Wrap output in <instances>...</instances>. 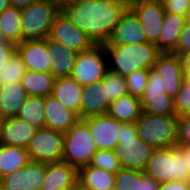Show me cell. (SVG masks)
<instances>
[{
	"instance_id": "obj_1",
	"label": "cell",
	"mask_w": 190,
	"mask_h": 190,
	"mask_svg": "<svg viewBox=\"0 0 190 190\" xmlns=\"http://www.w3.org/2000/svg\"><path fill=\"white\" fill-rule=\"evenodd\" d=\"M127 7L122 0H81L62 11L95 44L108 41Z\"/></svg>"
},
{
	"instance_id": "obj_2",
	"label": "cell",
	"mask_w": 190,
	"mask_h": 190,
	"mask_svg": "<svg viewBox=\"0 0 190 190\" xmlns=\"http://www.w3.org/2000/svg\"><path fill=\"white\" fill-rule=\"evenodd\" d=\"M106 51L108 70L122 77L141 69L153 68L160 52L154 43L118 45L103 43Z\"/></svg>"
},
{
	"instance_id": "obj_3",
	"label": "cell",
	"mask_w": 190,
	"mask_h": 190,
	"mask_svg": "<svg viewBox=\"0 0 190 190\" xmlns=\"http://www.w3.org/2000/svg\"><path fill=\"white\" fill-rule=\"evenodd\" d=\"M144 172L159 184L169 181L190 182L186 159L177 146L154 149Z\"/></svg>"
},
{
	"instance_id": "obj_4",
	"label": "cell",
	"mask_w": 190,
	"mask_h": 190,
	"mask_svg": "<svg viewBox=\"0 0 190 190\" xmlns=\"http://www.w3.org/2000/svg\"><path fill=\"white\" fill-rule=\"evenodd\" d=\"M178 117L176 115H151L142 112L136 120L138 137L157 148L176 146Z\"/></svg>"
},
{
	"instance_id": "obj_5",
	"label": "cell",
	"mask_w": 190,
	"mask_h": 190,
	"mask_svg": "<svg viewBox=\"0 0 190 190\" xmlns=\"http://www.w3.org/2000/svg\"><path fill=\"white\" fill-rule=\"evenodd\" d=\"M154 148L137 135L136 122L121 124L115 149L122 168L145 170Z\"/></svg>"
},
{
	"instance_id": "obj_6",
	"label": "cell",
	"mask_w": 190,
	"mask_h": 190,
	"mask_svg": "<svg viewBox=\"0 0 190 190\" xmlns=\"http://www.w3.org/2000/svg\"><path fill=\"white\" fill-rule=\"evenodd\" d=\"M97 150L88 124L80 119L64 134L62 161L79 170L90 164Z\"/></svg>"
},
{
	"instance_id": "obj_7",
	"label": "cell",
	"mask_w": 190,
	"mask_h": 190,
	"mask_svg": "<svg viewBox=\"0 0 190 190\" xmlns=\"http://www.w3.org/2000/svg\"><path fill=\"white\" fill-rule=\"evenodd\" d=\"M58 13L50 0H41L21 10L22 41L48 38L50 27Z\"/></svg>"
},
{
	"instance_id": "obj_8",
	"label": "cell",
	"mask_w": 190,
	"mask_h": 190,
	"mask_svg": "<svg viewBox=\"0 0 190 190\" xmlns=\"http://www.w3.org/2000/svg\"><path fill=\"white\" fill-rule=\"evenodd\" d=\"M108 71V61L103 44H95L91 49L78 53L71 77L80 85L101 81Z\"/></svg>"
},
{
	"instance_id": "obj_9",
	"label": "cell",
	"mask_w": 190,
	"mask_h": 190,
	"mask_svg": "<svg viewBox=\"0 0 190 190\" xmlns=\"http://www.w3.org/2000/svg\"><path fill=\"white\" fill-rule=\"evenodd\" d=\"M63 145L64 133L40 128L26 149L30 161L52 163L62 161Z\"/></svg>"
},
{
	"instance_id": "obj_10",
	"label": "cell",
	"mask_w": 190,
	"mask_h": 190,
	"mask_svg": "<svg viewBox=\"0 0 190 190\" xmlns=\"http://www.w3.org/2000/svg\"><path fill=\"white\" fill-rule=\"evenodd\" d=\"M48 39L78 53L89 50L95 45L92 39L77 28L63 12H59L54 18Z\"/></svg>"
},
{
	"instance_id": "obj_11",
	"label": "cell",
	"mask_w": 190,
	"mask_h": 190,
	"mask_svg": "<svg viewBox=\"0 0 190 190\" xmlns=\"http://www.w3.org/2000/svg\"><path fill=\"white\" fill-rule=\"evenodd\" d=\"M45 179V163L29 161L20 170H16L0 180L3 190H41Z\"/></svg>"
},
{
	"instance_id": "obj_12",
	"label": "cell",
	"mask_w": 190,
	"mask_h": 190,
	"mask_svg": "<svg viewBox=\"0 0 190 190\" xmlns=\"http://www.w3.org/2000/svg\"><path fill=\"white\" fill-rule=\"evenodd\" d=\"M89 127L91 136L98 150H115L122 122L112 118L108 113L83 119Z\"/></svg>"
},
{
	"instance_id": "obj_13",
	"label": "cell",
	"mask_w": 190,
	"mask_h": 190,
	"mask_svg": "<svg viewBox=\"0 0 190 190\" xmlns=\"http://www.w3.org/2000/svg\"><path fill=\"white\" fill-rule=\"evenodd\" d=\"M153 68L162 77L165 93L174 99L186 78L180 56L173 53H160Z\"/></svg>"
},
{
	"instance_id": "obj_14",
	"label": "cell",
	"mask_w": 190,
	"mask_h": 190,
	"mask_svg": "<svg viewBox=\"0 0 190 190\" xmlns=\"http://www.w3.org/2000/svg\"><path fill=\"white\" fill-rule=\"evenodd\" d=\"M140 21L147 42L154 43L158 49V38L163 24L165 10L160 0L144 2L130 8Z\"/></svg>"
},
{
	"instance_id": "obj_15",
	"label": "cell",
	"mask_w": 190,
	"mask_h": 190,
	"mask_svg": "<svg viewBox=\"0 0 190 190\" xmlns=\"http://www.w3.org/2000/svg\"><path fill=\"white\" fill-rule=\"evenodd\" d=\"M16 51L21 56L26 70L36 72H50L47 38L23 40L16 45Z\"/></svg>"
},
{
	"instance_id": "obj_16",
	"label": "cell",
	"mask_w": 190,
	"mask_h": 190,
	"mask_svg": "<svg viewBox=\"0 0 190 190\" xmlns=\"http://www.w3.org/2000/svg\"><path fill=\"white\" fill-rule=\"evenodd\" d=\"M144 29L135 13L127 8L108 39V44L129 45L146 43Z\"/></svg>"
},
{
	"instance_id": "obj_17",
	"label": "cell",
	"mask_w": 190,
	"mask_h": 190,
	"mask_svg": "<svg viewBox=\"0 0 190 190\" xmlns=\"http://www.w3.org/2000/svg\"><path fill=\"white\" fill-rule=\"evenodd\" d=\"M106 85L102 81L83 86L80 102V119L107 114L110 107Z\"/></svg>"
},
{
	"instance_id": "obj_18",
	"label": "cell",
	"mask_w": 190,
	"mask_h": 190,
	"mask_svg": "<svg viewBox=\"0 0 190 190\" xmlns=\"http://www.w3.org/2000/svg\"><path fill=\"white\" fill-rule=\"evenodd\" d=\"M79 120L76 112L66 108L54 96L45 97V128L65 134Z\"/></svg>"
},
{
	"instance_id": "obj_19",
	"label": "cell",
	"mask_w": 190,
	"mask_h": 190,
	"mask_svg": "<svg viewBox=\"0 0 190 190\" xmlns=\"http://www.w3.org/2000/svg\"><path fill=\"white\" fill-rule=\"evenodd\" d=\"M38 128L17 117L2 119L0 144L27 148Z\"/></svg>"
},
{
	"instance_id": "obj_20",
	"label": "cell",
	"mask_w": 190,
	"mask_h": 190,
	"mask_svg": "<svg viewBox=\"0 0 190 190\" xmlns=\"http://www.w3.org/2000/svg\"><path fill=\"white\" fill-rule=\"evenodd\" d=\"M78 181V170L68 163H45V179L41 190H64Z\"/></svg>"
},
{
	"instance_id": "obj_21",
	"label": "cell",
	"mask_w": 190,
	"mask_h": 190,
	"mask_svg": "<svg viewBox=\"0 0 190 190\" xmlns=\"http://www.w3.org/2000/svg\"><path fill=\"white\" fill-rule=\"evenodd\" d=\"M50 73L55 77L70 76L76 62L78 52L47 38Z\"/></svg>"
},
{
	"instance_id": "obj_22",
	"label": "cell",
	"mask_w": 190,
	"mask_h": 190,
	"mask_svg": "<svg viewBox=\"0 0 190 190\" xmlns=\"http://www.w3.org/2000/svg\"><path fill=\"white\" fill-rule=\"evenodd\" d=\"M187 19L188 16L165 12L158 38V51L160 53H173L175 51L179 35Z\"/></svg>"
},
{
	"instance_id": "obj_23",
	"label": "cell",
	"mask_w": 190,
	"mask_h": 190,
	"mask_svg": "<svg viewBox=\"0 0 190 190\" xmlns=\"http://www.w3.org/2000/svg\"><path fill=\"white\" fill-rule=\"evenodd\" d=\"M83 86L71 76L55 79L52 96L66 108L76 112L80 118V102Z\"/></svg>"
},
{
	"instance_id": "obj_24",
	"label": "cell",
	"mask_w": 190,
	"mask_h": 190,
	"mask_svg": "<svg viewBox=\"0 0 190 190\" xmlns=\"http://www.w3.org/2000/svg\"><path fill=\"white\" fill-rule=\"evenodd\" d=\"M28 95L21 82L0 86V115L2 119L16 117Z\"/></svg>"
},
{
	"instance_id": "obj_25",
	"label": "cell",
	"mask_w": 190,
	"mask_h": 190,
	"mask_svg": "<svg viewBox=\"0 0 190 190\" xmlns=\"http://www.w3.org/2000/svg\"><path fill=\"white\" fill-rule=\"evenodd\" d=\"M108 114L122 122H136L142 114V107L139 98L126 94L110 103Z\"/></svg>"
},
{
	"instance_id": "obj_26",
	"label": "cell",
	"mask_w": 190,
	"mask_h": 190,
	"mask_svg": "<svg viewBox=\"0 0 190 190\" xmlns=\"http://www.w3.org/2000/svg\"><path fill=\"white\" fill-rule=\"evenodd\" d=\"M115 175L88 165L78 170V181L89 190H114Z\"/></svg>"
},
{
	"instance_id": "obj_27",
	"label": "cell",
	"mask_w": 190,
	"mask_h": 190,
	"mask_svg": "<svg viewBox=\"0 0 190 190\" xmlns=\"http://www.w3.org/2000/svg\"><path fill=\"white\" fill-rule=\"evenodd\" d=\"M55 79L50 72L26 70L21 83L28 96L47 97L52 95Z\"/></svg>"
},
{
	"instance_id": "obj_28",
	"label": "cell",
	"mask_w": 190,
	"mask_h": 190,
	"mask_svg": "<svg viewBox=\"0 0 190 190\" xmlns=\"http://www.w3.org/2000/svg\"><path fill=\"white\" fill-rule=\"evenodd\" d=\"M29 161L26 148L0 144V180L16 170L23 169Z\"/></svg>"
},
{
	"instance_id": "obj_29",
	"label": "cell",
	"mask_w": 190,
	"mask_h": 190,
	"mask_svg": "<svg viewBox=\"0 0 190 190\" xmlns=\"http://www.w3.org/2000/svg\"><path fill=\"white\" fill-rule=\"evenodd\" d=\"M0 31L5 41L19 44L22 41L21 10L8 7L0 14Z\"/></svg>"
},
{
	"instance_id": "obj_30",
	"label": "cell",
	"mask_w": 190,
	"mask_h": 190,
	"mask_svg": "<svg viewBox=\"0 0 190 190\" xmlns=\"http://www.w3.org/2000/svg\"><path fill=\"white\" fill-rule=\"evenodd\" d=\"M16 117L38 129L45 128V97L28 96Z\"/></svg>"
},
{
	"instance_id": "obj_31",
	"label": "cell",
	"mask_w": 190,
	"mask_h": 190,
	"mask_svg": "<svg viewBox=\"0 0 190 190\" xmlns=\"http://www.w3.org/2000/svg\"><path fill=\"white\" fill-rule=\"evenodd\" d=\"M140 102L142 112L151 115H176L174 99L166 93L156 96H142Z\"/></svg>"
},
{
	"instance_id": "obj_32",
	"label": "cell",
	"mask_w": 190,
	"mask_h": 190,
	"mask_svg": "<svg viewBox=\"0 0 190 190\" xmlns=\"http://www.w3.org/2000/svg\"><path fill=\"white\" fill-rule=\"evenodd\" d=\"M26 72V67L17 51L8 60L7 64L0 69V86L21 82Z\"/></svg>"
},
{
	"instance_id": "obj_33",
	"label": "cell",
	"mask_w": 190,
	"mask_h": 190,
	"mask_svg": "<svg viewBox=\"0 0 190 190\" xmlns=\"http://www.w3.org/2000/svg\"><path fill=\"white\" fill-rule=\"evenodd\" d=\"M114 190H141V170L121 168L115 175Z\"/></svg>"
},
{
	"instance_id": "obj_34",
	"label": "cell",
	"mask_w": 190,
	"mask_h": 190,
	"mask_svg": "<svg viewBox=\"0 0 190 190\" xmlns=\"http://www.w3.org/2000/svg\"><path fill=\"white\" fill-rule=\"evenodd\" d=\"M106 85L107 97L110 102L128 94L125 78L118 73L108 70L101 80Z\"/></svg>"
},
{
	"instance_id": "obj_35",
	"label": "cell",
	"mask_w": 190,
	"mask_h": 190,
	"mask_svg": "<svg viewBox=\"0 0 190 190\" xmlns=\"http://www.w3.org/2000/svg\"><path fill=\"white\" fill-rule=\"evenodd\" d=\"M110 173H117L122 167L115 150H97L89 164Z\"/></svg>"
},
{
	"instance_id": "obj_36",
	"label": "cell",
	"mask_w": 190,
	"mask_h": 190,
	"mask_svg": "<svg viewBox=\"0 0 190 190\" xmlns=\"http://www.w3.org/2000/svg\"><path fill=\"white\" fill-rule=\"evenodd\" d=\"M125 82L128 94L140 99L148 82V69L134 71L125 77Z\"/></svg>"
},
{
	"instance_id": "obj_37",
	"label": "cell",
	"mask_w": 190,
	"mask_h": 190,
	"mask_svg": "<svg viewBox=\"0 0 190 190\" xmlns=\"http://www.w3.org/2000/svg\"><path fill=\"white\" fill-rule=\"evenodd\" d=\"M178 95L174 98V108L177 117L190 115V75H185Z\"/></svg>"
},
{
	"instance_id": "obj_38",
	"label": "cell",
	"mask_w": 190,
	"mask_h": 190,
	"mask_svg": "<svg viewBox=\"0 0 190 190\" xmlns=\"http://www.w3.org/2000/svg\"><path fill=\"white\" fill-rule=\"evenodd\" d=\"M165 93V85L160 74L154 68L148 69V82L142 96H156Z\"/></svg>"
},
{
	"instance_id": "obj_39",
	"label": "cell",
	"mask_w": 190,
	"mask_h": 190,
	"mask_svg": "<svg viewBox=\"0 0 190 190\" xmlns=\"http://www.w3.org/2000/svg\"><path fill=\"white\" fill-rule=\"evenodd\" d=\"M190 144V115L178 117L176 146Z\"/></svg>"
},
{
	"instance_id": "obj_40",
	"label": "cell",
	"mask_w": 190,
	"mask_h": 190,
	"mask_svg": "<svg viewBox=\"0 0 190 190\" xmlns=\"http://www.w3.org/2000/svg\"><path fill=\"white\" fill-rule=\"evenodd\" d=\"M167 13L189 16L190 0H160Z\"/></svg>"
},
{
	"instance_id": "obj_41",
	"label": "cell",
	"mask_w": 190,
	"mask_h": 190,
	"mask_svg": "<svg viewBox=\"0 0 190 190\" xmlns=\"http://www.w3.org/2000/svg\"><path fill=\"white\" fill-rule=\"evenodd\" d=\"M190 49V19H187L179 35V40L173 54L181 55L184 51Z\"/></svg>"
},
{
	"instance_id": "obj_42",
	"label": "cell",
	"mask_w": 190,
	"mask_h": 190,
	"mask_svg": "<svg viewBox=\"0 0 190 190\" xmlns=\"http://www.w3.org/2000/svg\"><path fill=\"white\" fill-rule=\"evenodd\" d=\"M159 190H190V182L187 181H169L161 183Z\"/></svg>"
},
{
	"instance_id": "obj_43",
	"label": "cell",
	"mask_w": 190,
	"mask_h": 190,
	"mask_svg": "<svg viewBox=\"0 0 190 190\" xmlns=\"http://www.w3.org/2000/svg\"><path fill=\"white\" fill-rule=\"evenodd\" d=\"M160 184L141 170V190H159Z\"/></svg>"
},
{
	"instance_id": "obj_44",
	"label": "cell",
	"mask_w": 190,
	"mask_h": 190,
	"mask_svg": "<svg viewBox=\"0 0 190 190\" xmlns=\"http://www.w3.org/2000/svg\"><path fill=\"white\" fill-rule=\"evenodd\" d=\"M59 12L64 11L66 8L78 4L81 0H50Z\"/></svg>"
},
{
	"instance_id": "obj_45",
	"label": "cell",
	"mask_w": 190,
	"mask_h": 190,
	"mask_svg": "<svg viewBox=\"0 0 190 190\" xmlns=\"http://www.w3.org/2000/svg\"><path fill=\"white\" fill-rule=\"evenodd\" d=\"M12 7H15L19 10H23L28 6L37 3L41 0H9Z\"/></svg>"
},
{
	"instance_id": "obj_46",
	"label": "cell",
	"mask_w": 190,
	"mask_h": 190,
	"mask_svg": "<svg viewBox=\"0 0 190 190\" xmlns=\"http://www.w3.org/2000/svg\"><path fill=\"white\" fill-rule=\"evenodd\" d=\"M182 68L185 75H190V49L184 51L181 55Z\"/></svg>"
},
{
	"instance_id": "obj_47",
	"label": "cell",
	"mask_w": 190,
	"mask_h": 190,
	"mask_svg": "<svg viewBox=\"0 0 190 190\" xmlns=\"http://www.w3.org/2000/svg\"><path fill=\"white\" fill-rule=\"evenodd\" d=\"M16 44L5 41L2 36H0V52H15Z\"/></svg>"
},
{
	"instance_id": "obj_48",
	"label": "cell",
	"mask_w": 190,
	"mask_h": 190,
	"mask_svg": "<svg viewBox=\"0 0 190 190\" xmlns=\"http://www.w3.org/2000/svg\"><path fill=\"white\" fill-rule=\"evenodd\" d=\"M182 152L186 159L187 168L190 171V144L184 146H177Z\"/></svg>"
},
{
	"instance_id": "obj_49",
	"label": "cell",
	"mask_w": 190,
	"mask_h": 190,
	"mask_svg": "<svg viewBox=\"0 0 190 190\" xmlns=\"http://www.w3.org/2000/svg\"><path fill=\"white\" fill-rule=\"evenodd\" d=\"M14 52H0V69L7 64Z\"/></svg>"
},
{
	"instance_id": "obj_50",
	"label": "cell",
	"mask_w": 190,
	"mask_h": 190,
	"mask_svg": "<svg viewBox=\"0 0 190 190\" xmlns=\"http://www.w3.org/2000/svg\"><path fill=\"white\" fill-rule=\"evenodd\" d=\"M122 1L126 5L127 8H131L136 4L155 1V0H122Z\"/></svg>"
},
{
	"instance_id": "obj_51",
	"label": "cell",
	"mask_w": 190,
	"mask_h": 190,
	"mask_svg": "<svg viewBox=\"0 0 190 190\" xmlns=\"http://www.w3.org/2000/svg\"><path fill=\"white\" fill-rule=\"evenodd\" d=\"M10 1L9 0H0V14L7 9L8 7H10Z\"/></svg>"
},
{
	"instance_id": "obj_52",
	"label": "cell",
	"mask_w": 190,
	"mask_h": 190,
	"mask_svg": "<svg viewBox=\"0 0 190 190\" xmlns=\"http://www.w3.org/2000/svg\"><path fill=\"white\" fill-rule=\"evenodd\" d=\"M70 190H89L87 187L83 186L79 181H77Z\"/></svg>"
},
{
	"instance_id": "obj_53",
	"label": "cell",
	"mask_w": 190,
	"mask_h": 190,
	"mask_svg": "<svg viewBox=\"0 0 190 190\" xmlns=\"http://www.w3.org/2000/svg\"><path fill=\"white\" fill-rule=\"evenodd\" d=\"M1 123H2V117H1V115H0V126H1Z\"/></svg>"
}]
</instances>
